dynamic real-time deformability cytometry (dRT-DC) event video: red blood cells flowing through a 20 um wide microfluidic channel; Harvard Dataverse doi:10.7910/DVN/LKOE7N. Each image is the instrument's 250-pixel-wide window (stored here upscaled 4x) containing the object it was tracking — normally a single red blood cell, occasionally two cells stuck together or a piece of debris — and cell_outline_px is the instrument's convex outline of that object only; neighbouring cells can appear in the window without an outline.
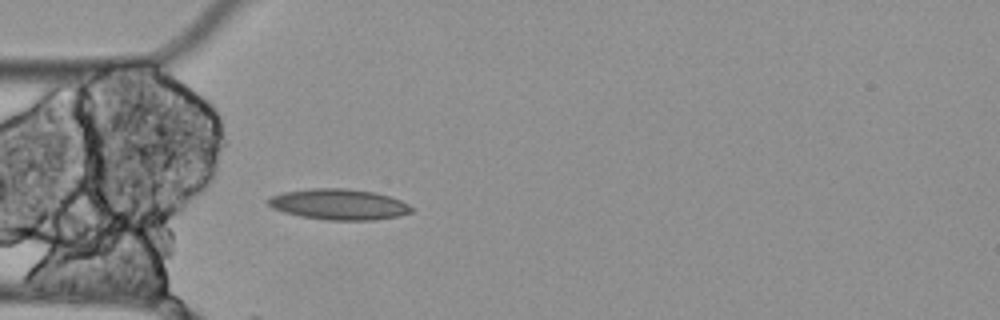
{"species": "Egyptian fruit bat (a non-hibernating species)", "species_latin": "Rousettus aegyptiacus", "temperature_condition": "cold", "stored_images_in_passage": 5, "camera_frame_rate_fps": 3000, "um_per_image_px": 0.085, "animal": {"sex": "female"}, "frame": {"image": 1, "passage_image": 5, "time_ms": 1.333, "image_size_px": [1000, 320], "cell_outline_px": [[412, 212], [396, 216], [372, 220], [328, 220], [300, 216], [284, 212], [272, 208], [268, 204], [268, 200], [272, 196], [284, 192], [308, 188], [348, 188], [376, 192], [400, 200], [408, 204], [412, 208]], "centroid_in_image_um": [28.79, 17.36], "position_along_channel_um": 56.2, "area_um2": 25.61}}